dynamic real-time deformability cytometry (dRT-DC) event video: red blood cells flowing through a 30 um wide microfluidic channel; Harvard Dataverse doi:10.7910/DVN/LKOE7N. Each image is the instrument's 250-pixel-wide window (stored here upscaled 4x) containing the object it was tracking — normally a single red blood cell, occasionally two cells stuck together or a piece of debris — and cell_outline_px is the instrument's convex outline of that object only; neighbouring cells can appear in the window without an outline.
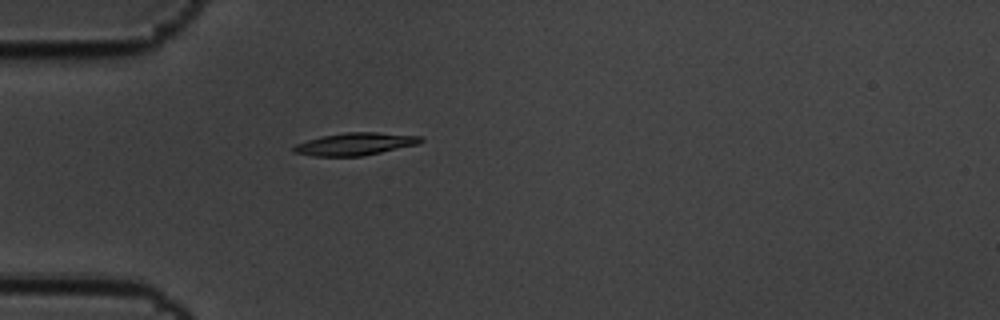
{"species": "common noctule bat (a hibernating species)", "species_latin": "Nyctalus noctula", "temperature_condition": "cold", "stored_images_in_passage": 2, "camera_frame_rate_fps": 3000, "um_per_image_px": 0.085, "animal": {"sex": "male", "body_mass_g": 19.5, "forearm_length_mm": 54.6}, "frame": {"image": 1, "passage_image": 2, "time_ms": 0.333, "image_size_px": [1000, 320], "cell_outline_px": [[424, 140], [416, 144], [380, 152], [360, 156], [312, 156], [292, 152], [292, 148], [296, 144], [320, 136], [344, 132], [376, 132], [424, 136]], "centroid_in_image_um": [30.16, 12.23], "position_along_channel_um": 54.8, "area_um2": 16.59}}